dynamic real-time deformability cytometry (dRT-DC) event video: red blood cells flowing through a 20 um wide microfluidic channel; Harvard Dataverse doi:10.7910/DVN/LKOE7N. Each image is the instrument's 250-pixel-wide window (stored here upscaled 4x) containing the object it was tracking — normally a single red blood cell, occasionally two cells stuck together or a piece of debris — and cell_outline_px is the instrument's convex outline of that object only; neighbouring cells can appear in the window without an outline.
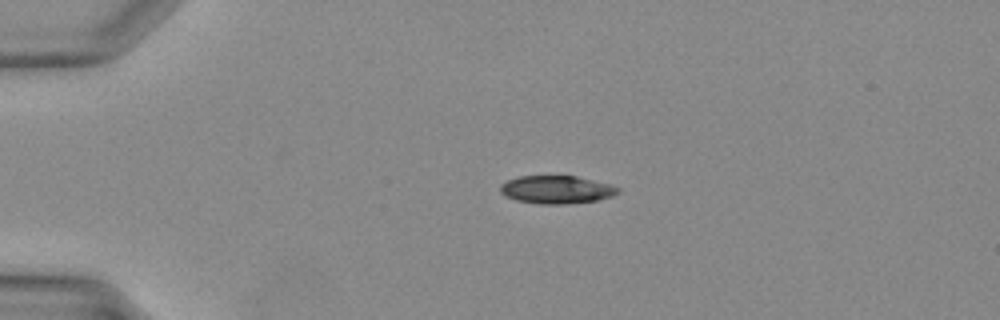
{"species": "Egyptian fruit bat (a non-hibernating species)", "species_latin": "Rousettus aegyptiacus", "temperature_condition": "warm", "stored_images_in_passage": 30, "camera_frame_rate_fps": 3000, "um_per_image_px": 0.085, "animal": {"sex": "female"}, "frame": {"image": 1, "passage_image": 1, "time_ms": 0.0, "image_size_px": [1000, 320], "cell_outline_px": [[620, 192], [612, 196], [596, 200], [564, 204], [540, 204], [516, 200], [504, 196], [500, 192], [500, 184], [508, 180], [520, 176], [576, 176], [608, 184], [620, 188]], "centroid_in_image_um": [47.27, 16.12], "position_along_channel_um": 37.7, "area_um2": 19.07}}
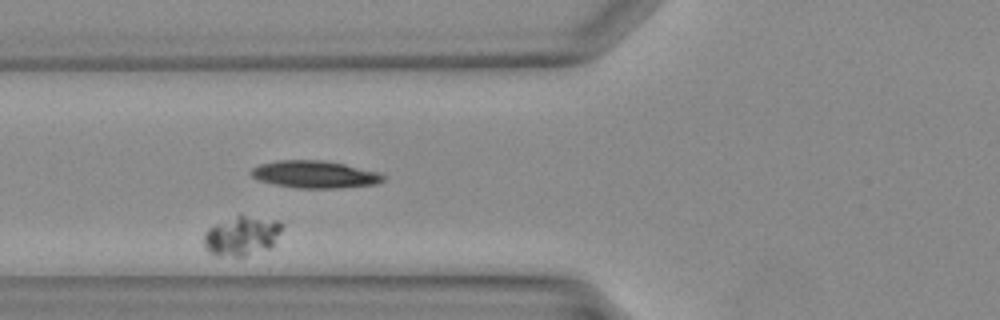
{"frame": {"image": 2, "passage_image": 7, "time_ms": 2.0, "image_size_px": [1000, 320], "cell_outline_px": [[284, 224], [272, 248], [244, 256], [216, 256], [208, 252], [204, 244], [204, 232], [208, 228], [240, 212], [280, 220]], "centroid_in_image_um": [20.59, 20.0], "position_along_channel_um": 105.2, "area_um2": 18.73}}
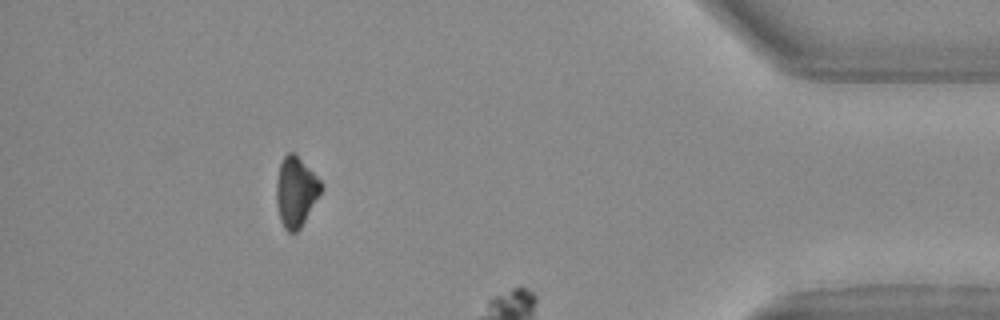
{"frame": {"image": 3, "passage_image": 27, "time_ms": 8.667, "image_size_px": [1000, 320], "cell_outline_px": [[324, 184], [320, 192], [300, 228], [296, 232], [288, 232], [284, 228], [280, 220], [276, 204], [276, 180], [280, 164], [284, 156], [288, 152], [296, 152]], "centroid_in_image_um": [25.13, 16.25], "position_along_channel_um": 410.1, "area_um2": 18.26}}